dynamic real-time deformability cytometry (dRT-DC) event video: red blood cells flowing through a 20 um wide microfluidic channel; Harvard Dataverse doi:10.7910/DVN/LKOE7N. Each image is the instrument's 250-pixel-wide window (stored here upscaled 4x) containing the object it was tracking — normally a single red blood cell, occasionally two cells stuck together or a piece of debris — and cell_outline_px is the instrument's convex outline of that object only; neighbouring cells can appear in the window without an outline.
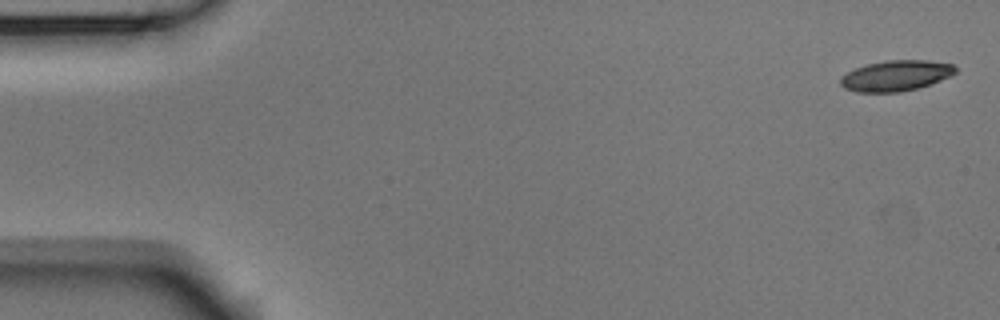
{"species": "Egyptian fruit bat (a non-hibernating species)", "species_latin": "Rousettus aegyptiacus", "temperature_condition": "room temperature", "stored_images_in_passage": 5, "camera_frame_rate_fps": 3000, "um_per_image_px": 0.085, "animal": {"sex": "male"}, "frame": {"image": 1, "passage_image": 1, "time_ms": 0.0, "image_size_px": [1000, 320], "cell_outline_px": [[956, 72], [952, 76], [916, 88], [900, 92], [856, 92], [844, 88], [840, 84], [840, 76], [856, 68], [868, 64], [884, 60], [928, 60], [952, 64], [956, 68]], "centroid_in_image_um": [76.13, 6.43], "position_along_channel_um": 8.9, "area_um2": 20.46}}
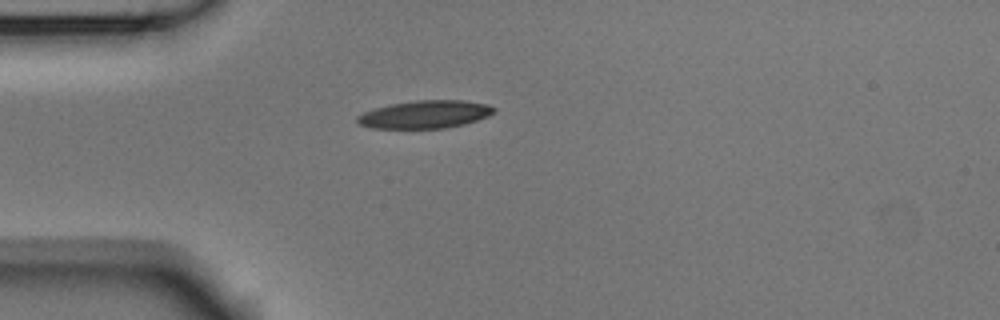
{"frame": {"image": 2, "passage_image": 4, "time_ms": 1.0, "image_size_px": [1000, 320], "cell_outline_px": [[496, 112], [488, 116], [464, 124], [444, 128], [372, 128], [356, 124], [356, 116], [364, 112], [376, 108], [392, 104], [416, 100], [460, 100], [488, 104], [496, 108]], "centroid_in_image_um": [36.12, 9.72], "position_along_channel_um": 48.9, "area_um2": 22.14}}